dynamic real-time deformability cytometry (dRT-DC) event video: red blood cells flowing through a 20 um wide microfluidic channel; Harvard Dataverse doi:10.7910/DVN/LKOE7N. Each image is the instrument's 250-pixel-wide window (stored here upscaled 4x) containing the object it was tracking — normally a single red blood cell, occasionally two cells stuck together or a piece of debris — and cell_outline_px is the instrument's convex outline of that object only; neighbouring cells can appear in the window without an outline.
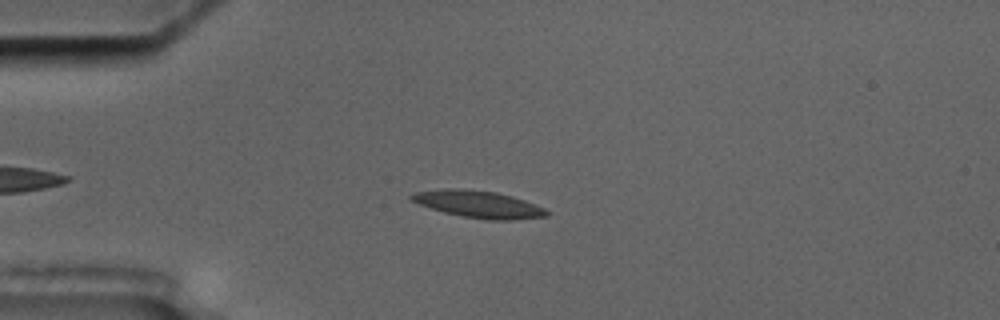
{"species": "common noctule bat (a hibernating species)", "species_latin": "Nyctalus noctula", "temperature_condition": "cold", "stored_images_in_passage": 5, "camera_frame_rate_fps": 3000, "um_per_image_px": 0.085, "animal": {"sex": "male", "body_mass_g": 17.5, "forearm_length_mm": 52.3}, "frame": {"image": 1, "passage_image": 2, "time_ms": 2.0, "image_size_px": [1000, 320], "cell_outline_px": [[548, 216], [512, 220], [488, 220], [464, 216], [444, 212], [408, 200], [408, 196], [412, 192], [444, 188], [460, 188], [496, 192], [512, 196], [524, 200], [544, 208], [548, 212]], "centroid_in_image_um": [40.62, 17.34], "position_along_channel_um": 44.4, "area_um2": 21.33}}